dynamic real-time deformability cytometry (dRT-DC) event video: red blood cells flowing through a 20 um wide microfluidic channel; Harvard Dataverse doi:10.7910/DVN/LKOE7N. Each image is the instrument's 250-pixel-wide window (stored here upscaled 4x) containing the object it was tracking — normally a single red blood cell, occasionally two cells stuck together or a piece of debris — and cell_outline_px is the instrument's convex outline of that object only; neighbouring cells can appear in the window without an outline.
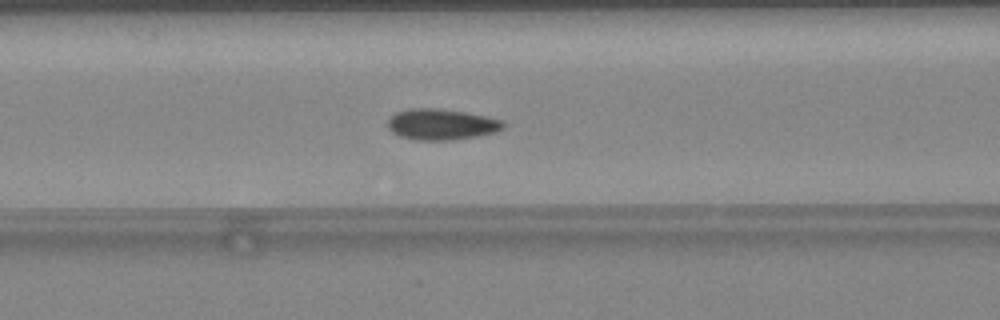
{"species": "common noctule bat (a hibernating species)", "species_latin": "Nyctalus noctula", "temperature_condition": "warm", "stored_images_in_passage": 37, "camera_frame_rate_fps": 3000, "um_per_image_px": 0.085, "animal": {"sex": "female", "body_mass_g": 24.6, "forearm_length_mm": 56.2}, "frame": {"image": 1, "passage_image": 21, "time_ms": 6.667, "image_size_px": [1000, 320], "cell_outline_px": [[504, 128], [496, 132], [480, 136], [452, 140], [416, 140], [400, 136], [392, 132], [388, 128], [388, 120], [396, 112], [408, 108], [440, 108], [464, 112], [504, 120]], "centroid_in_image_um": [37.53, 10.57], "position_along_channel_um": 129.1, "area_um2": 20.98}}
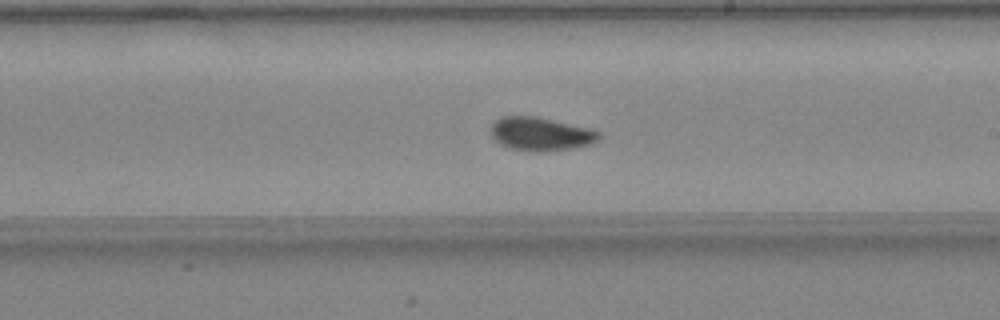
{"frame": {"image": 2, "passage_image": 29, "time_ms": 9.333, "image_size_px": [1000, 320], "cell_outline_px": [[600, 136], [592, 144], [568, 148], [540, 152], [536, 152], [512, 148], [500, 144], [492, 136], [492, 124], [496, 120], [504, 116], [536, 116], [592, 128], [600, 132]], "centroid_in_image_um": [45.99, 11.37], "position_along_channel_um": 243.0, "area_um2": 20.87}}
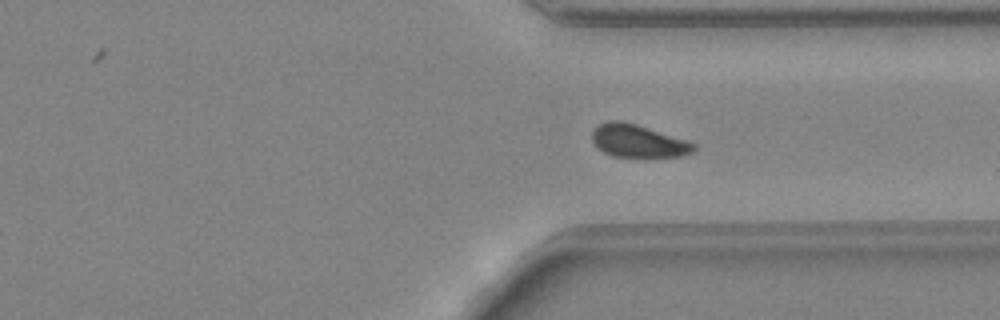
{"frame": {"image": 3, "passage_image": 37, "time_ms": 12.0, "image_size_px": [1000, 320], "cell_outline_px": [[696, 148], [692, 152], [680, 156], [612, 156], [604, 152], [592, 140], [592, 132], [600, 124], [608, 120], [620, 120], [636, 124], [688, 140], [696, 144]], "centroid_in_image_um": [54.26, 11.97], "position_along_channel_um": 357.1, "area_um2": 19.13}}